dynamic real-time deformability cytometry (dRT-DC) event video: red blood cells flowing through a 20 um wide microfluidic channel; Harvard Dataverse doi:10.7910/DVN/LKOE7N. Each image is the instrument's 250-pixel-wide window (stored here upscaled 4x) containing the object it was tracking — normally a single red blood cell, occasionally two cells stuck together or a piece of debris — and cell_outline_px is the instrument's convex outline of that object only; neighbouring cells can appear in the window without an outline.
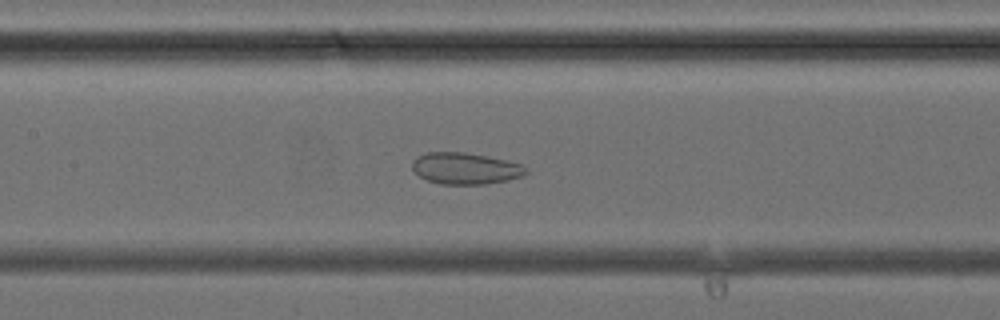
{"species": "common noctule bat (a hibernating species)", "species_latin": "Nyctalus noctula", "temperature_condition": "cold", "stored_images_in_passage": 42, "camera_frame_rate_fps": 3000, "um_per_image_px": 0.085, "animal": {"sex": "female", "body_mass_g": 24.6, "forearm_length_mm": 56.2}, "frame": {"image": 1, "passage_image": 20, "time_ms": 6.333, "image_size_px": [1000, 320], "cell_outline_px": [[528, 172], [524, 176], [508, 180], [484, 184], [440, 184], [428, 180], [420, 176], [412, 168], [412, 160], [416, 156], [428, 152], [464, 152], [508, 160], [520, 164], [528, 168]], "centroid_in_image_um": [39.58, 14.31], "position_along_channel_um": 167.8, "area_um2": 20.98}}
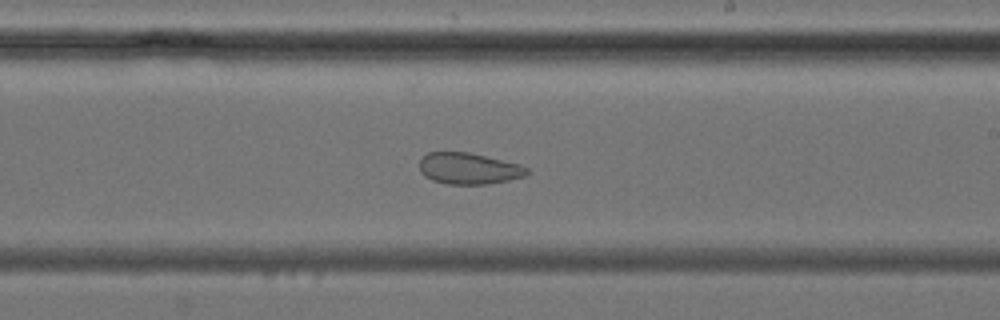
{"frame": {"image": 2, "passage_image": 25, "time_ms": 8.0, "image_size_px": [1000, 320], "cell_outline_px": [[528, 172], [524, 176], [508, 180], [488, 184], [448, 184], [432, 180], [424, 176], [420, 172], [420, 160], [428, 152], [468, 152], [520, 164], [528, 168]], "centroid_in_image_um": [39.83, 14.32], "position_along_channel_um": 249.2, "area_um2": 19.54}}
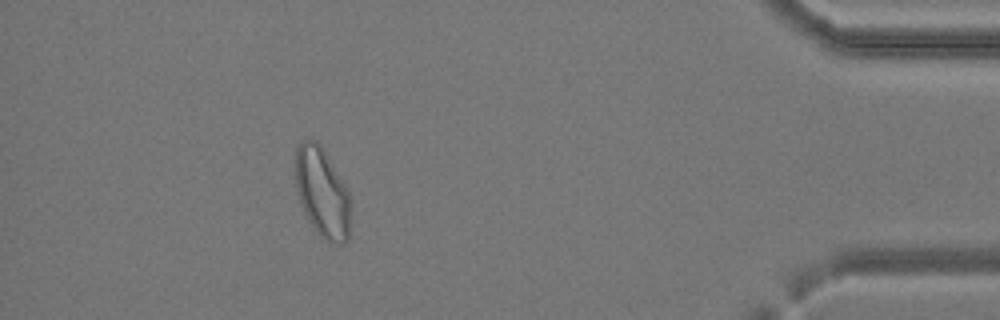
{"frame": {"image": 3, "passage_image": 38, "time_ms": 12.333, "image_size_px": [1000, 320], "cell_outline_px": [[348, 240], [344, 244], [332, 244], [324, 240], [316, 232], [308, 220], [304, 212], [296, 188], [296, 148], [300, 140], [316, 140], [320, 144], [344, 180], [348, 192]], "centroid_in_image_um": [27.37, 16.36], "position_along_channel_um": 407.8, "area_um2": 28.73}}